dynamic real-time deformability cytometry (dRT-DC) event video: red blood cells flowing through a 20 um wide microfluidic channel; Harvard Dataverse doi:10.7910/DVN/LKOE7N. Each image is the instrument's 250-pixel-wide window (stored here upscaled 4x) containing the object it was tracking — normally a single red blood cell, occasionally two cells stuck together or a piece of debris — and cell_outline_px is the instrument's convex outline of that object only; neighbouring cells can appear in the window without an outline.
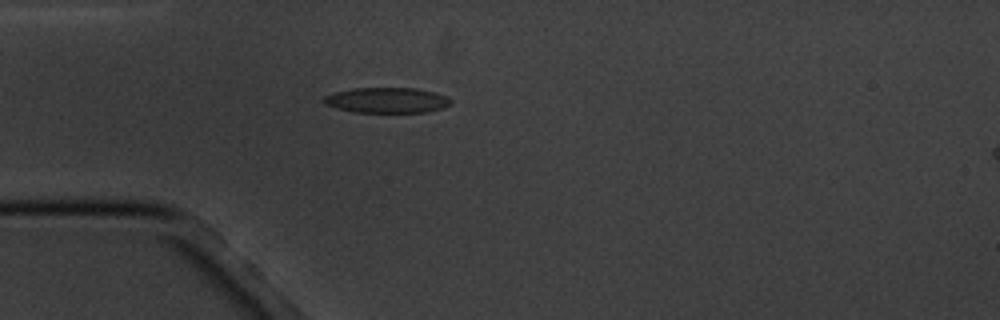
{"species": "common noctule bat (a hibernating species)", "species_latin": "Nyctalus noctula", "temperature_condition": "cold", "stored_images_in_passage": 4, "camera_frame_rate_fps": 3000, "um_per_image_px": 0.085, "animal": {"sex": "male", "body_mass_g": 20.1, "forearm_length_mm": 53.5}, "frame": {"image": 1, "passage_image": 3, "time_ms": 3.0, "image_size_px": [1000, 320], "cell_outline_px": [[452, 104], [444, 108], [424, 112], [352, 112], [336, 108], [324, 104], [324, 96], [332, 92], [352, 88], [416, 88], [432, 92], [444, 96], [452, 100]], "centroid_in_image_um": [32.85, 8.52], "position_along_channel_um": 52.2, "area_um2": 18.84}}